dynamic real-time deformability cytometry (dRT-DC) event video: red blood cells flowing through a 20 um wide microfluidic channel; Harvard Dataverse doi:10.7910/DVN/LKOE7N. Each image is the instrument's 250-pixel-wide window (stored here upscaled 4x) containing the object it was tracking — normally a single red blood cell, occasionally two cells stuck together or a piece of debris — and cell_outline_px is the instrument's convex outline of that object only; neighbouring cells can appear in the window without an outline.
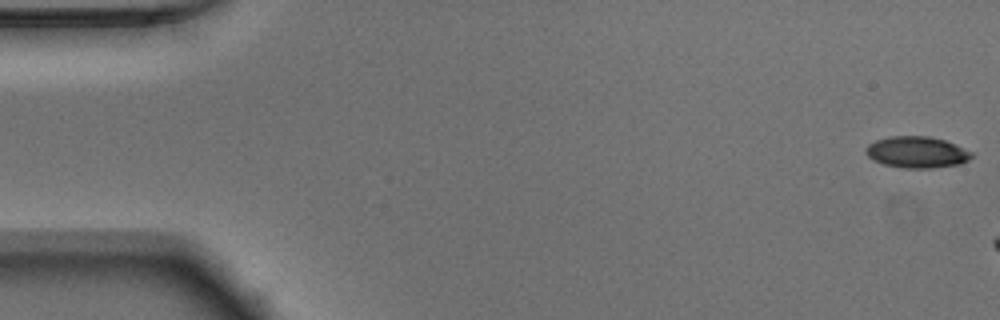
{"species": "Egyptian fruit bat (a non-hibernating species)", "species_latin": "Rousettus aegyptiacus", "temperature_condition": "warm", "stored_images_in_passage": 12, "camera_frame_rate_fps": 3000, "um_per_image_px": 0.085, "animal": {"sex": "male"}, "frame": {"image": 1, "passage_image": 1, "time_ms": 0.0, "image_size_px": [1000, 320], "cell_outline_px": [[972, 156], [968, 160], [960, 164], [932, 168], [904, 168], [884, 164], [872, 160], [864, 152], [864, 148], [868, 144], [876, 140], [888, 136], [928, 136], [944, 140], [972, 152]], "centroid_in_image_um": [77.88, 12.93], "position_along_channel_um": 7.1, "area_um2": 19.36}}